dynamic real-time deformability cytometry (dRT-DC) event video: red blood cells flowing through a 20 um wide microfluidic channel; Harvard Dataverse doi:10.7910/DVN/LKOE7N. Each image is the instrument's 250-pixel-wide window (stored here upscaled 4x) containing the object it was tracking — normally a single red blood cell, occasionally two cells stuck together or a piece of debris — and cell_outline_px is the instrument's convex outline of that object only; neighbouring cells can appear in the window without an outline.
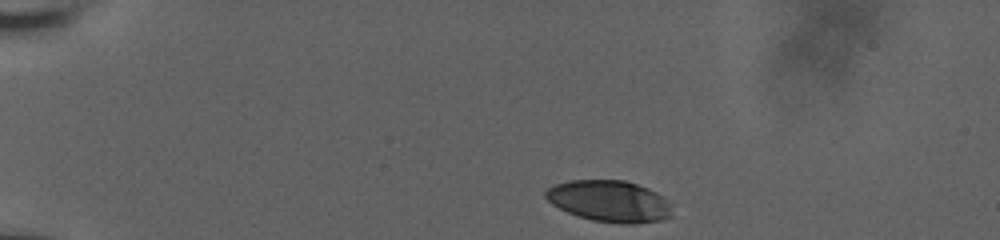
{"species": "human", "species_latin": "Homo sapiens", "temperature_condition": "room temperature", "stored_images_in_passage": 39, "camera_frame_rate_fps": 3000, "um_per_image_px": 0.085, "donor": {"sex": "male"}, "frame": {"image": 1, "passage_image": 1, "time_ms": 0.0, "image_size_px": [1000, 240], "cell_outline_px": [[672, 216], [660, 220], [636, 224], [620, 224], [592, 220], [568, 212], [552, 204], [544, 196], [544, 192], [548, 188], [556, 184], [568, 180], [624, 180], [648, 188], [656, 192], [668, 204]], "centroid_in_image_um": [51.77, 17.1], "position_along_channel_um": 33.2, "area_um2": 30.29}}
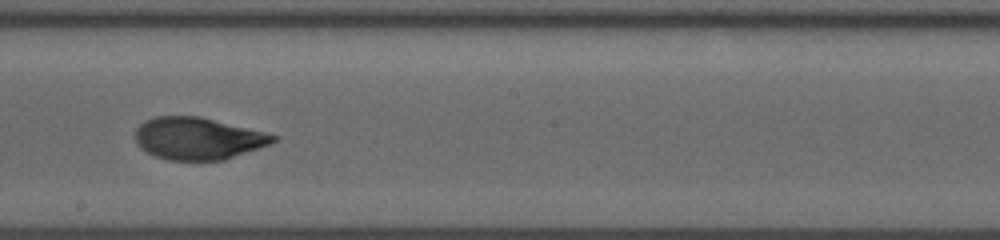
{"frame": {"image": 2, "passage_image": 23, "time_ms": 7.333, "image_size_px": [1000, 240], "cell_outline_px": [[280, 136], [276, 140], [268, 144], [224, 160], [168, 160], [156, 156], [140, 148], [136, 144], [136, 128], [144, 120], [156, 116], [200, 116]], "centroid_in_image_um": [16.79, 11.76], "position_along_channel_um": 231.4, "area_um2": 33.64}}
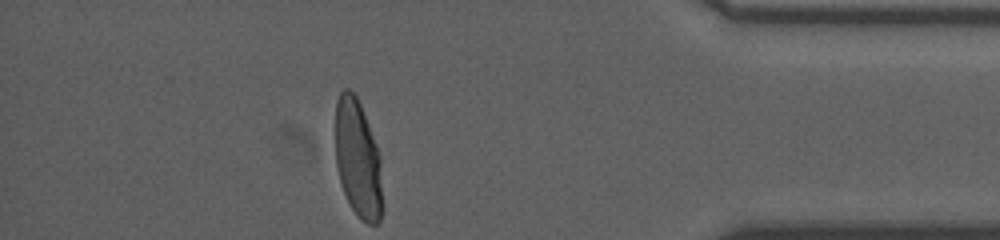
{"frame": {"image": 3, "passage_image": 39, "time_ms": 12.667, "image_size_px": [1000, 240], "cell_outline_px": [[380, 220], [376, 224], [368, 224], [360, 220], [352, 208], [340, 184], [336, 164], [336, 100], [340, 92], [344, 88], [348, 88], [356, 96], [360, 104], [376, 144], [380, 156]], "centroid_in_image_um": [30.38, 13.48], "position_along_channel_um": 404.8, "area_um2": 31.79}, "authors_computed_cell_mechanics": {"area_um2": 33.4662, "velocity_mm_per_s": 3.8505, "shape_relaxation_time_tau1_ms": 7.2927, "shape_relaxation_time_tau2_ms": 0.9815, "deformation_change_tau1": 0.2522, "deformation_change_tau2": 0.0574}}